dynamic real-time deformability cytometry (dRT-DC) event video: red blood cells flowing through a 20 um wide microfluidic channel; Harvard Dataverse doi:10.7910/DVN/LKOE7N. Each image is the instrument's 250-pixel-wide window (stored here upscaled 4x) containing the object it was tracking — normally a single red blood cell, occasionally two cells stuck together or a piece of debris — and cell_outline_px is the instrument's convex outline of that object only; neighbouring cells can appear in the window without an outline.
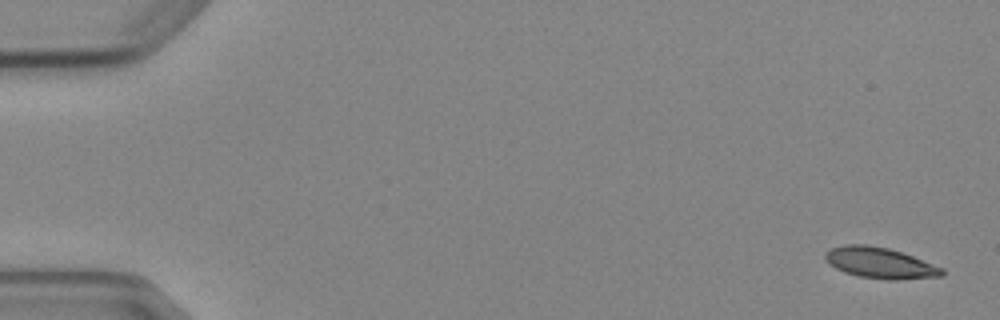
{"species": "Egyptian fruit bat (a non-hibernating species)", "species_latin": "Rousettus aegyptiacus", "temperature_condition": "cold", "stored_images_in_passage": 6, "camera_frame_rate_fps": 3000, "um_per_image_px": 0.085, "animal": {"sex": "female"}, "frame": {"image": 1, "passage_image": 1, "time_ms": 0.0, "image_size_px": [1000, 320], "cell_outline_px": [[944, 276], [896, 280], [892, 280], [860, 276], [844, 272], [836, 268], [824, 256], [824, 252], [832, 248], [844, 244], [868, 244], [888, 248], [912, 256], [944, 268]], "centroid_in_image_um": [74.82, 22.34], "position_along_channel_um": 10.2, "area_um2": 20.87}}
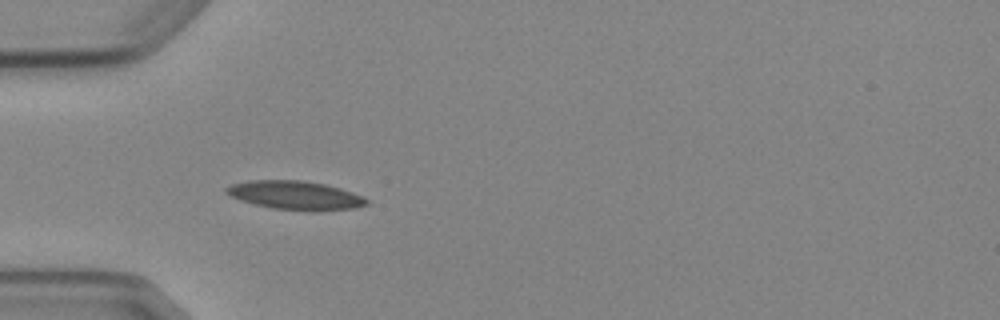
{"frame": {"image": 2, "passage_image": 5, "time_ms": 5.0, "image_size_px": [1000, 320], "cell_outline_px": [[368, 204], [356, 208], [312, 212], [272, 208], [240, 200], [224, 192], [224, 188], [232, 184], [248, 180], [300, 180], [324, 184], [340, 188], [364, 196], [368, 200]], "centroid_in_image_um": [25.12, 16.61], "position_along_channel_um": 59.9, "area_um2": 23.64}}
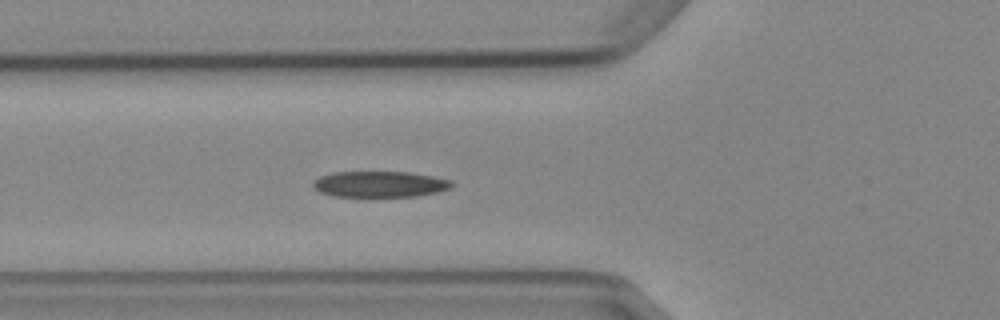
{"frame": {"image": 3, "passage_image": 6, "time_ms": 6.0, "image_size_px": [1000, 320], "cell_outline_px": [[456, 184], [452, 188], [436, 192], [416, 196], [336, 196], [320, 192], [312, 184], [312, 180], [320, 176], [332, 172], [412, 172], [452, 180]], "centroid_in_image_um": [32.32, 15.64], "position_along_channel_um": 93.5, "area_um2": 21.04}}